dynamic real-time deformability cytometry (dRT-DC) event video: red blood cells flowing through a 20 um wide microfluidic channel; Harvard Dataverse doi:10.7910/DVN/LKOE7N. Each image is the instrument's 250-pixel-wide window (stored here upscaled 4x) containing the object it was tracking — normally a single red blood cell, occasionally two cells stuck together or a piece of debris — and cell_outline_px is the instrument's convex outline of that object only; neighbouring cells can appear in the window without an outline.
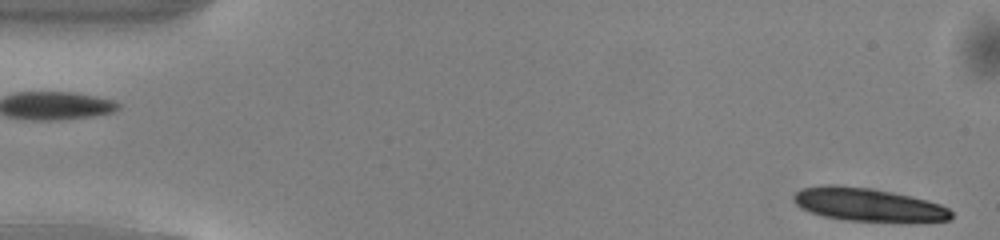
{"species": "common noctule bat (a hibernating species)", "species_latin": "Nyctalus noctula", "temperature_condition": "warm", "stored_images_in_passage": 13, "camera_frame_rate_fps": 3000, "um_per_image_px": 0.085, "animal": {"sex": "male", "body_mass_g": 13.0, "forearm_length_mm": 53.1}, "frame": {"image": 1, "passage_image": 1, "time_ms": 0.0, "image_size_px": [1000, 240], "cell_outline_px": [[952, 216], [948, 220], [848, 220], [824, 216], [800, 208], [792, 200], [792, 196], [800, 188], [828, 184], [836, 184], [872, 188], [912, 196], [928, 200], [940, 204], [948, 208], [952, 212]], "centroid_in_image_um": [73.7, 17.35], "position_along_channel_um": 11.3, "area_um2": 30.0}}